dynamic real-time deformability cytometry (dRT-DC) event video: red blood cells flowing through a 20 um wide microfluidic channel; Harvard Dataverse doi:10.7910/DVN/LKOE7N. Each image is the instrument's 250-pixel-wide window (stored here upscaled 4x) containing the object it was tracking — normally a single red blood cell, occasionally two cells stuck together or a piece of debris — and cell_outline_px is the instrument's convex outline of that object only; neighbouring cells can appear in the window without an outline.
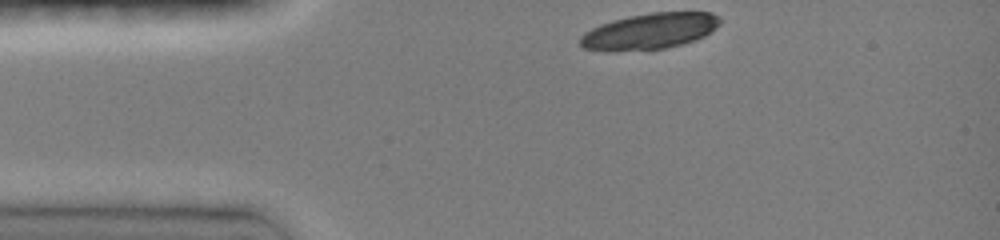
{"species": "common noctule bat (a hibernating species)", "species_latin": "Nyctalus noctula", "temperature_condition": "room temperature", "stored_images_in_passage": 33, "camera_frame_rate_fps": 3000, "um_per_image_px": 0.085, "animal": {"sex": "female", "body_mass_g": 19.0, "forearm_length_mm": 51.5}, "frame": {"image": 1, "passage_image": 1, "time_ms": 0.0, "image_size_px": [1000, 240], "cell_outline_px": [[720, 24], [704, 36], [696, 40], [664, 48], [612, 52], [604, 52], [584, 48], [580, 44], [580, 36], [584, 32], [600, 24], [612, 20], [628, 16], [652, 12], [712, 12], [720, 16]], "centroid_in_image_um": [55.19, 2.65], "position_along_channel_um": 29.8, "area_um2": 29.54}}